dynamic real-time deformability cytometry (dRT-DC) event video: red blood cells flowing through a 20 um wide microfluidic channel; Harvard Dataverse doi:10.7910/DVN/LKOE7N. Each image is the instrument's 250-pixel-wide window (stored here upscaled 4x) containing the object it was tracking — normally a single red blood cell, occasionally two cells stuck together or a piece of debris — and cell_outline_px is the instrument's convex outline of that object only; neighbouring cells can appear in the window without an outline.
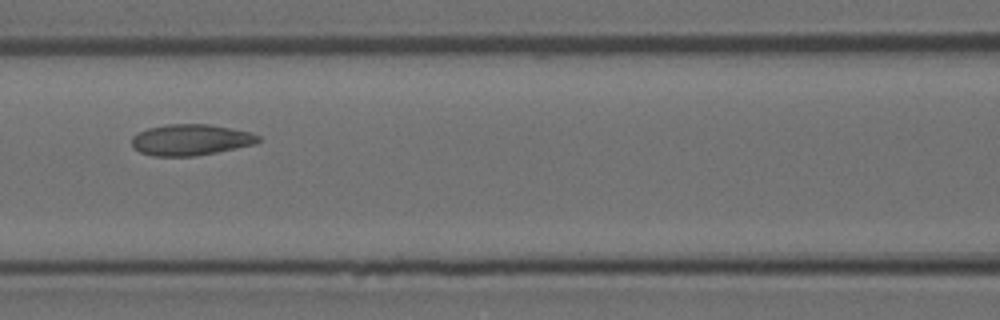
{"species": "Egyptian fruit bat (a non-hibernating species)", "species_latin": "Rousettus aegyptiacus", "temperature_condition": "room temperature", "stored_images_in_passage": 5, "camera_frame_rate_fps": 3000, "um_per_image_px": 0.085, "animal": {"sex": "female"}, "frame": {"image": 1, "passage_image": 4, "time_ms": 1.0, "image_size_px": [1000, 320], "cell_outline_px": [[260, 140], [252, 144], [216, 152], [196, 156], [152, 156], [140, 152], [132, 148], [132, 136], [148, 128], [164, 124], [208, 124], [252, 132], [260, 136]], "centroid_in_image_um": [16.17, 11.88], "position_along_channel_um": 150.4, "area_um2": 22.89}}
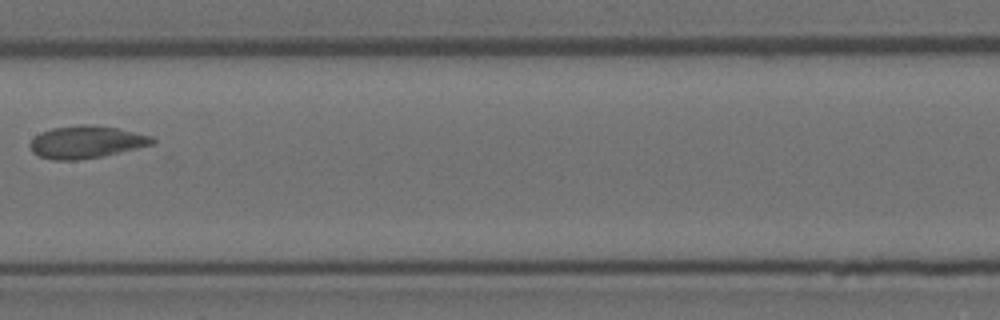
{"frame": {"image": 2, "passage_image": 5, "time_ms": 1.333, "image_size_px": [1000, 320], "cell_outline_px": [[156, 140], [152, 144], [104, 156], [76, 160], [56, 160], [40, 156], [32, 152], [28, 144], [40, 132], [52, 128], [80, 124], [88, 124], [116, 128], [152, 136]], "centroid_in_image_um": [7.3, 12.07], "position_along_channel_um": 200.1, "area_um2": 22.95}}